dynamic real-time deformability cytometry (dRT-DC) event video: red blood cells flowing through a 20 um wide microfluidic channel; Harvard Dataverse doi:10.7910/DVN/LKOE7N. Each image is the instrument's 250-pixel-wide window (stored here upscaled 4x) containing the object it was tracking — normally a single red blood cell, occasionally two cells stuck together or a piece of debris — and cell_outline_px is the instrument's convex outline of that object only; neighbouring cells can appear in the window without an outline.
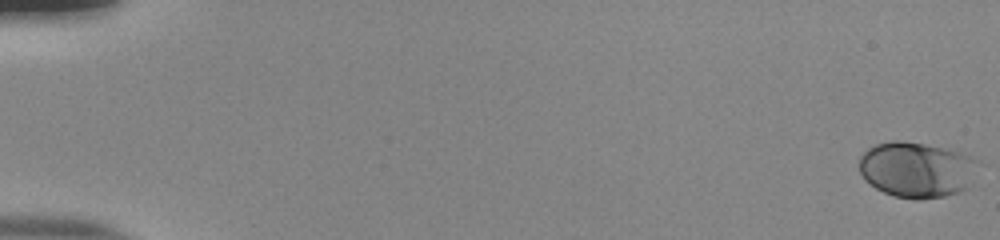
{"species": "human", "species_latin": "Homo sapiens", "temperature_condition": "room temperature", "stored_images_in_passage": 56, "camera_frame_rate_fps": 3000, "um_per_image_px": 0.085, "donor": {"sex": "male"}, "frame": {"image": 1, "passage_image": 1, "time_ms": 0.0, "image_size_px": [1000, 240], "cell_outline_px": [[984, 164], [964, 188], [960, 192], [944, 196], [916, 200], [896, 196], [884, 192], [876, 188], [864, 180], [860, 172], [860, 156], [868, 148], [876, 144], [892, 140], [900, 140], [924, 144], [960, 152], [972, 156], [980, 160]], "centroid_in_image_um": [77.96, 14.41], "position_along_channel_um": 7.0, "area_um2": 38.84}}
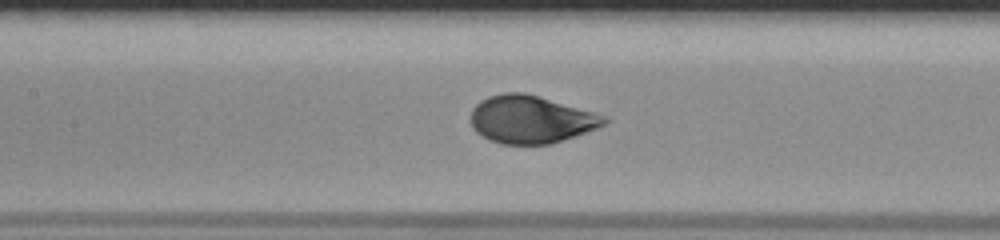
{"frame": {"image": 2, "passage_image": 28, "time_ms": 9.0, "image_size_px": [1000, 240], "cell_outline_px": [[612, 120], [608, 124], [552, 144], [500, 144], [488, 140], [476, 132], [472, 128], [472, 108], [480, 100], [488, 96], [504, 92], [524, 92], [592, 112], [604, 116]], "centroid_in_image_um": [45.11, 10.16], "position_along_channel_um": 162.3, "area_um2": 37.05}}
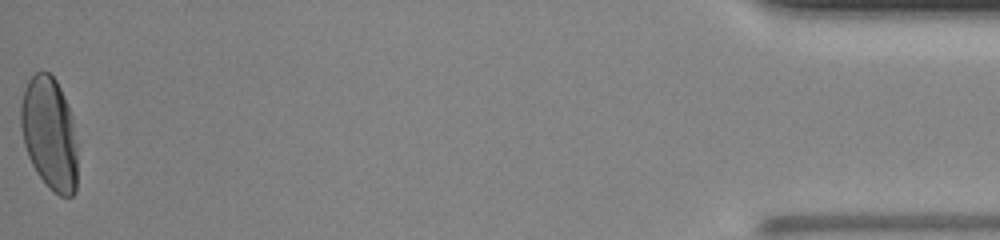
{"frame": {"image": 3, "passage_image": 56, "time_ms": 18.333, "image_size_px": [1000, 240], "cell_outline_px": [[76, 192], [72, 196], [60, 196], [36, 172], [28, 156], [24, 144], [20, 128], [20, 104], [24, 88], [28, 80], [36, 72], [48, 72], [56, 80], [64, 96], [72, 116], [76, 144]], "centroid_in_image_um": [4.18, 11.31], "position_along_channel_um": 431.0, "area_um2": 37.05}, "authors_computed_cell_mechanics": {"area_um2": 37.0209, "velocity_mm_per_s": 3.7975, "shape_relaxation_time_tau1_ms": 3.4248, "shape_relaxation_time_tau2_ms": null, "deformation_change_tau1": 0.1552, "deformation_change_tau2": null}}